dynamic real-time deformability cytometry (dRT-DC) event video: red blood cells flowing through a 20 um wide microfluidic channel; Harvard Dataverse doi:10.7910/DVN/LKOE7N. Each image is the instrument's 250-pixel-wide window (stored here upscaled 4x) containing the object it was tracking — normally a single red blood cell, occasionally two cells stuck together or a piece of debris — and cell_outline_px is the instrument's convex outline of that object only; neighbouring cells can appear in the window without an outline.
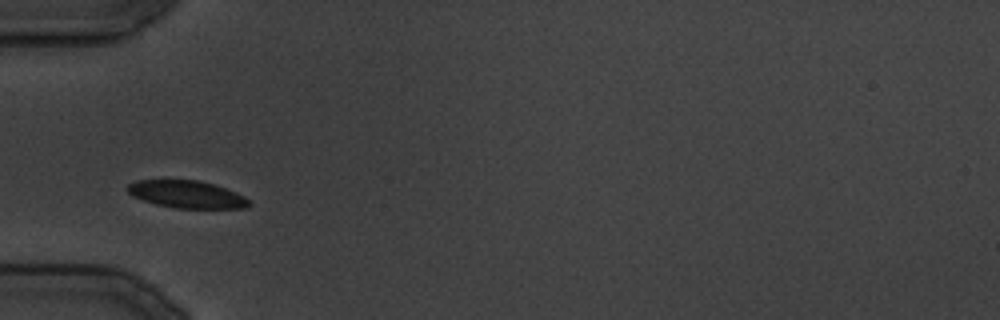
{"species": "common noctule bat (a hibernating species)", "species_latin": "Nyctalus noctula", "temperature_condition": "cold", "stored_images_in_passage": 25, "camera_frame_rate_fps": 3000, "um_per_image_px": 0.085, "animal": {"sex": "male", "body_mass_g": 19.5, "forearm_length_mm": 54.6}, "frame": {"image": 1, "passage_image": 1, "time_ms": 0.0, "image_size_px": [1000, 320], "cell_outline_px": [[248, 204], [244, 208], [176, 208], [156, 204], [132, 196], [128, 192], [128, 184], [136, 180], [200, 180], [216, 184], [236, 192], [244, 196], [248, 200]], "centroid_in_image_um": [15.87, 16.5], "position_along_channel_um": 69.1, "area_um2": 19.31}}
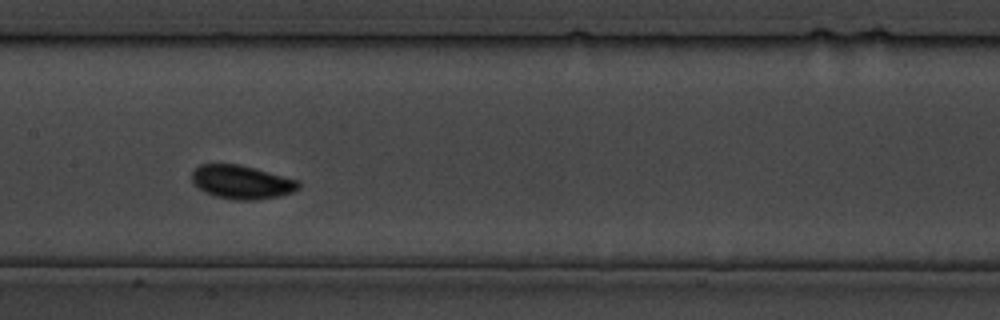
{"frame": {"image": 2, "passage_image": 7, "time_ms": 7.667, "image_size_px": [1000, 320], "cell_outline_px": [[300, 188], [292, 192], [276, 196], [256, 200], [236, 200], [216, 196], [204, 192], [192, 180], [192, 172], [200, 164], [240, 164], [256, 168], [300, 180]], "centroid_in_image_um": [20.57, 15.47], "position_along_channel_um": 186.8, "area_um2": 20.87}}
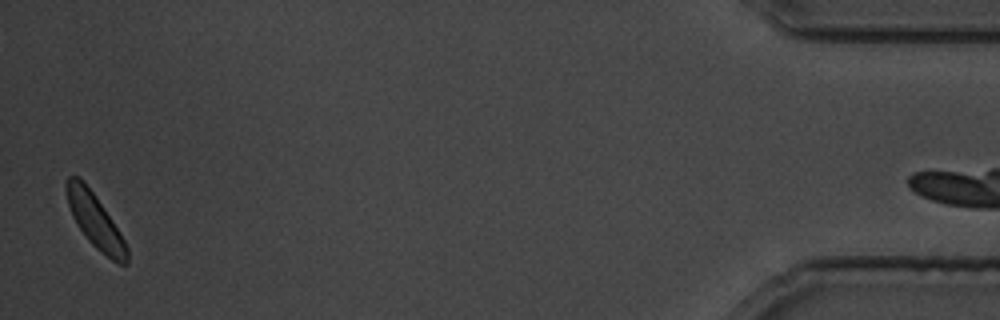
{"frame": {"image": 3, "passage_image": 24, "time_ms": 28.333, "image_size_px": [1000, 320], "cell_outline_px": [[128, 264], [120, 264], [112, 260], [96, 248], [88, 240], [72, 216], [68, 204], [64, 188], [64, 184], [68, 176], [80, 176], [84, 180], [112, 220], [124, 240], [128, 248]], "centroid_in_image_um": [8.06, 18.73], "position_along_channel_um": 427.1, "area_um2": 18.9}}